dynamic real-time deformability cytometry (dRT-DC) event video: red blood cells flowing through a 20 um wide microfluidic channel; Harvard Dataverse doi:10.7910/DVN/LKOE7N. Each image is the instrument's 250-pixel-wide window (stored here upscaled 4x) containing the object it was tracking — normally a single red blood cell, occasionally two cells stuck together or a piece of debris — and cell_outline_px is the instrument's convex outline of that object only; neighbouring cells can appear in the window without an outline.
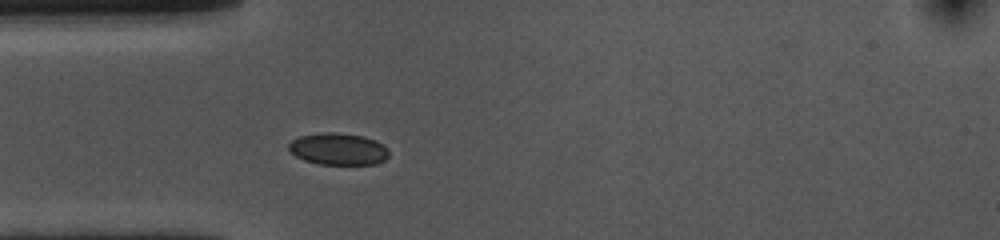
{"species": "common noctule bat (a hibernating species)", "species_latin": "Nyctalus noctula", "temperature_condition": "cold", "stored_images_in_passage": 41, "camera_frame_rate_fps": 3000, "um_per_image_px": 0.085, "animal": {"sex": "female", "body_mass_g": 10.0, "forearm_length_mm": 53.1}, "frame": {"image": 1, "passage_image": 1, "time_ms": 0.0, "image_size_px": [1000, 240], "cell_outline_px": [[388, 156], [384, 160], [376, 164], [320, 164], [304, 160], [296, 156], [288, 148], [288, 144], [292, 140], [300, 136], [320, 132], [336, 132], [364, 136], [376, 140], [388, 148]], "centroid_in_image_um": [28.76, 12.65], "position_along_channel_um": 56.2, "area_um2": 18.67}}
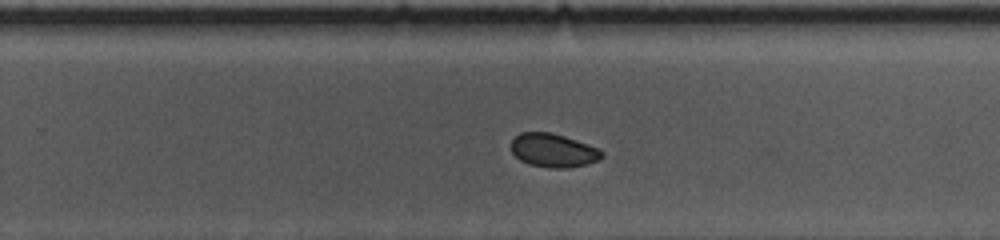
{"frame": {"image": 2, "passage_image": 20, "time_ms": 6.333, "image_size_px": [1000, 240], "cell_outline_px": [[604, 156], [600, 160], [588, 164], [568, 168], [548, 168], [528, 164], [520, 160], [512, 152], [512, 140], [520, 132], [552, 132], [600, 148], [604, 152]], "centroid_in_image_um": [47.07, 12.79], "position_along_channel_um": 282.7, "area_um2": 17.98}}
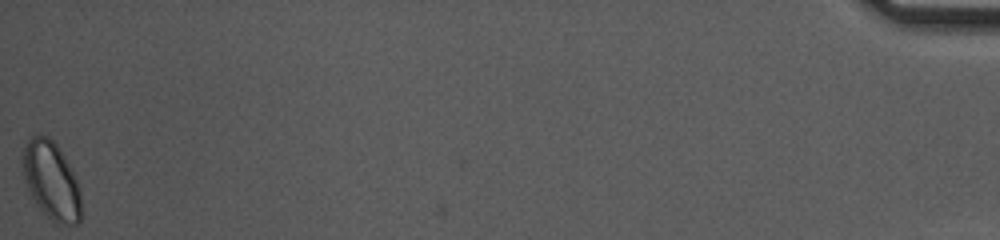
{"frame": {"image": 3, "passage_image": 41, "time_ms": 13.333, "image_size_px": [1000, 240], "cell_outline_px": [[80, 224], [56, 224], [40, 208], [32, 196], [24, 180], [20, 160], [20, 156], [24, 144], [32, 136], [48, 136], [56, 144], [68, 164], [80, 188]], "centroid_in_image_um": [4.32, 15.34], "position_along_channel_um": 430.9, "area_um2": 26.41}, "authors_computed_cell_mechanics": {"area_um2": 18.6694, "velocity_mm_per_s": 3.6091, "shape_relaxation_time_tau1_ms": null, "shape_relaxation_time_tau2_ms": 8.0482, "deformation_change_tau1": null, "deformation_change_tau2": 0.0555}}